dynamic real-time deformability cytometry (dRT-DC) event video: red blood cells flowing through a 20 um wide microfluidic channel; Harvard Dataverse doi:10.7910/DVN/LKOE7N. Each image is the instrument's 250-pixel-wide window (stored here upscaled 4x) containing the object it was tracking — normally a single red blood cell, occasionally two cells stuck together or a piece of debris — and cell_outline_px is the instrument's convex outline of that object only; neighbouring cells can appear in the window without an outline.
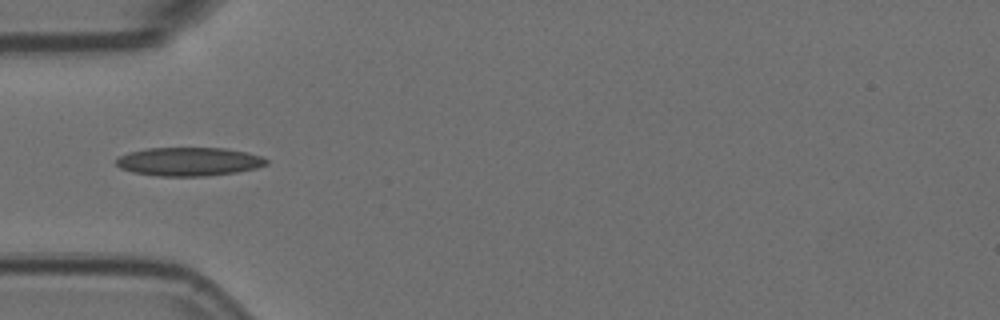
{"species": "Egyptian fruit bat (a non-hibernating species)", "species_latin": "Rousettus aegyptiacus", "temperature_condition": "room temperature", "stored_images_in_passage": 3, "camera_frame_rate_fps": 3000, "um_per_image_px": 0.085, "animal": {"sex": "female"}, "frame": {"image": 1, "passage_image": 1, "time_ms": 0.0, "image_size_px": [1000, 320], "cell_outline_px": [[268, 164], [256, 168], [236, 172], [208, 176], [156, 176], [132, 172], [120, 168], [116, 164], [116, 160], [120, 156], [128, 152], [148, 148], [224, 148], [248, 152], [260, 156], [268, 160]], "centroid_in_image_um": [16.06, 13.74], "position_along_channel_um": 68.9, "area_um2": 25.09}}
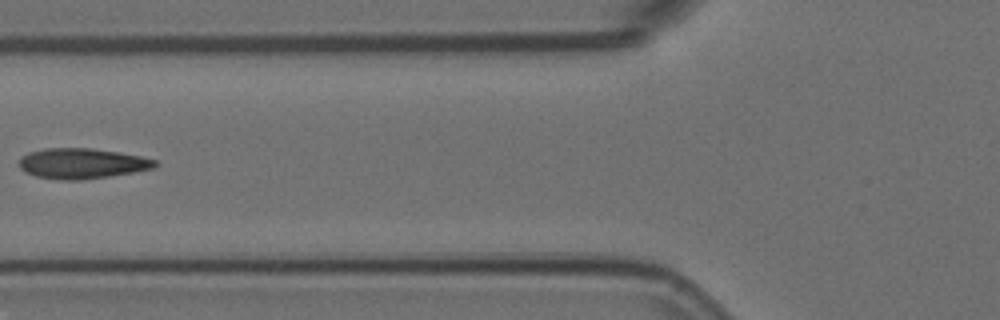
{"frame": {"image": 2, "passage_image": 2, "time_ms": 0.333, "image_size_px": [1000, 320], "cell_outline_px": [[160, 164], [156, 168], [108, 176], [80, 180], [64, 180], [36, 176], [24, 172], [20, 168], [20, 160], [28, 152], [44, 148], [88, 148], [116, 152], [140, 156], [156, 160]], "centroid_in_image_um": [6.98, 13.89], "position_along_channel_um": 118.8, "area_um2": 23.87}}
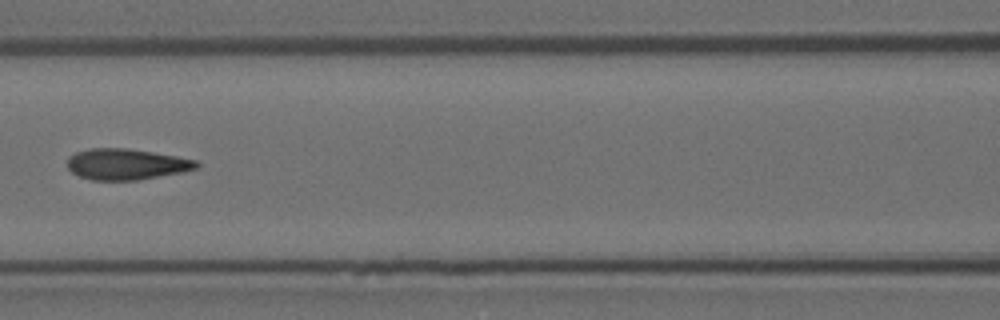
{"frame": {"image": 3, "passage_image": 3, "time_ms": 0.667, "image_size_px": [1000, 320], "cell_outline_px": [[200, 164], [196, 168], [184, 172], [140, 180], [92, 180], [80, 176], [72, 172], [68, 168], [68, 156], [76, 152], [88, 148], [128, 148], [176, 156], [196, 160]], "centroid_in_image_um": [10.74, 13.96], "position_along_channel_um": 155.9, "area_um2": 23.41}}